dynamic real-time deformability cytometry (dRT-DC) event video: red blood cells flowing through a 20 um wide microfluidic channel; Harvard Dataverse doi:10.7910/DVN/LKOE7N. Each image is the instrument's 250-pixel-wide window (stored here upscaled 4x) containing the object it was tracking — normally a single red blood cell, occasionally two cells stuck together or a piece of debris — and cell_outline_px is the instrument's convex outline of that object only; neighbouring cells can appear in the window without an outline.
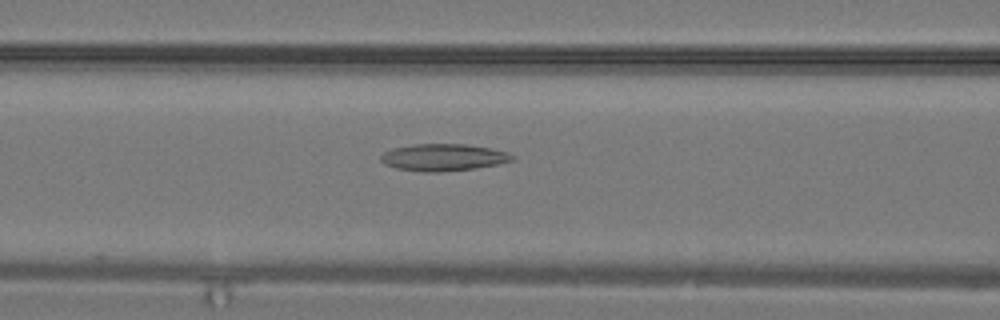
{"species": "common noctule bat (a hibernating species)", "species_latin": "Nyctalus noctula", "temperature_condition": "warm", "stored_images_in_passage": 5, "camera_frame_rate_fps": 3000, "um_per_image_px": 0.085, "animal": {"sex": "male", "body_mass_g": 19.2, "forearm_length_mm": 51.8}, "frame": {"image": 1, "passage_image": 4, "time_ms": 1.0, "image_size_px": [1000, 320], "cell_outline_px": [[516, 160], [500, 164], [476, 168], [440, 172], [420, 172], [396, 168], [384, 164], [380, 160], [380, 156], [384, 152], [392, 148], [412, 144], [464, 144], [488, 148], [508, 152], [516, 156]], "centroid_in_image_um": [37.7, 13.38], "position_along_channel_um": 128.9, "area_um2": 20.92}}